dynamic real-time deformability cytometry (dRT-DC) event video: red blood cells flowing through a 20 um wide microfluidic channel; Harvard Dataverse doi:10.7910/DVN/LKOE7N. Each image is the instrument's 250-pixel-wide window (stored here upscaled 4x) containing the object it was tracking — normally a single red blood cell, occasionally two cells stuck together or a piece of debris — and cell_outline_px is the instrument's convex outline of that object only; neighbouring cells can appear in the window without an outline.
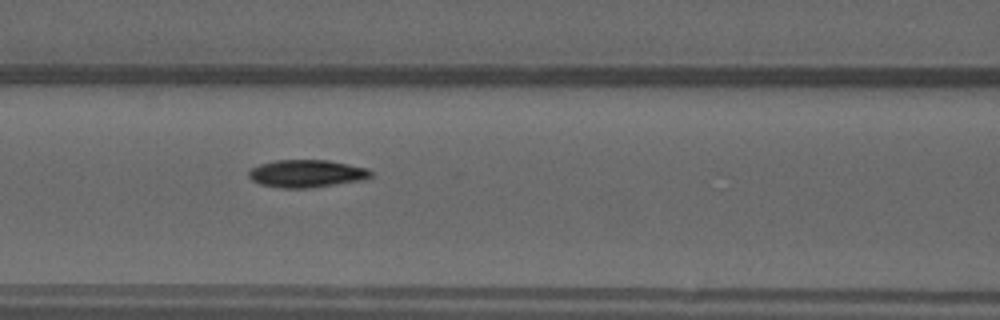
{"species": "common noctule bat (a hibernating species)", "species_latin": "Nyctalus noctula", "temperature_condition": "warm", "stored_images_in_passage": 36, "camera_frame_rate_fps": 3000, "um_per_image_px": 0.085, "animal": {"sex": "male", "forearm_length_mm": 52.5}, "frame": {"image": 1, "passage_image": 7, "time_ms": 2.0, "image_size_px": [1000, 320], "cell_outline_px": [[372, 176], [364, 180], [308, 188], [280, 188], [260, 184], [252, 180], [248, 176], [248, 172], [252, 168], [260, 164], [276, 160], [328, 160], [368, 168], [372, 172]], "centroid_in_image_um": [26.07, 14.75], "position_along_channel_um": 140.5, "area_um2": 19.65}}
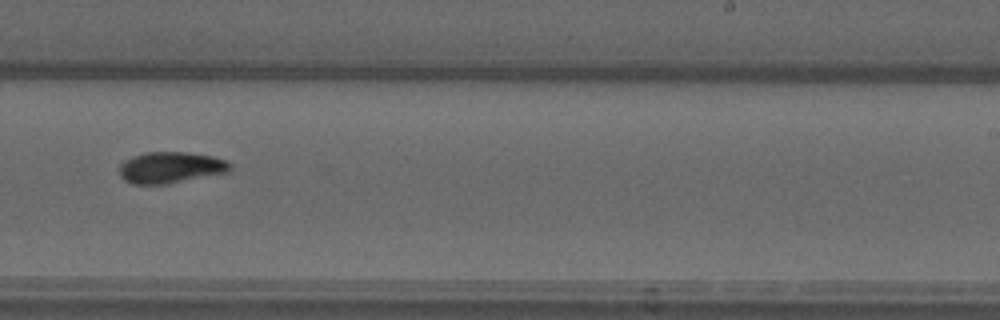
{"frame": {"image": 2, "passage_image": 17, "time_ms": 5.333, "image_size_px": [1000, 320], "cell_outline_px": [[232, 168], [228, 172], [168, 184], [132, 184], [124, 180], [120, 176], [120, 164], [124, 160], [132, 156], [144, 152], [188, 152], [212, 156], [224, 160], [232, 164]], "centroid_in_image_um": [14.49, 14.24], "position_along_channel_um": 274.5, "area_um2": 20.35}}
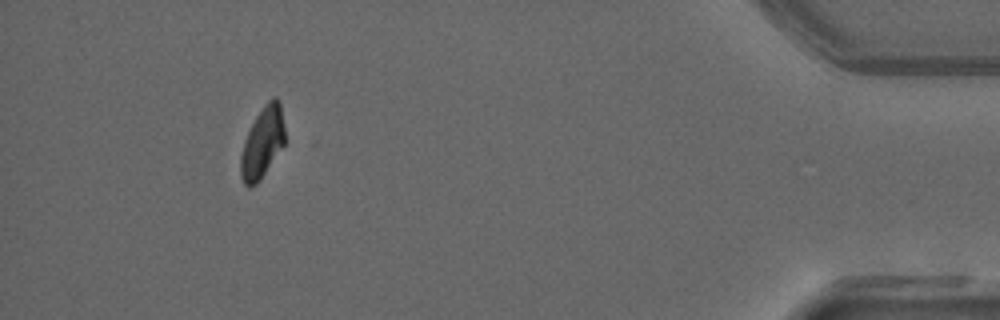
{"frame": {"image": 3, "passage_image": 32, "time_ms": 10.333, "image_size_px": [1000, 320], "cell_outline_px": [[284, 144], [256, 184], [252, 188], [248, 188], [244, 184], [240, 176], [240, 156], [244, 140], [256, 116], [264, 104], [272, 96], [276, 96], [280, 100], [284, 128]], "centroid_in_image_um": [22.29, 12.1], "position_along_channel_um": 412.9, "area_um2": 18.15}, "authors_computed_cell_mechanics": {"area_um2": 19.5942, "velocity_mm_per_s": 4.0383, "shape_relaxation_time_tau1_ms": 3.8802, "shape_relaxation_time_tau2_ms": null, "deformation_change_tau1": 0.1627, "deformation_change_tau2": null}}